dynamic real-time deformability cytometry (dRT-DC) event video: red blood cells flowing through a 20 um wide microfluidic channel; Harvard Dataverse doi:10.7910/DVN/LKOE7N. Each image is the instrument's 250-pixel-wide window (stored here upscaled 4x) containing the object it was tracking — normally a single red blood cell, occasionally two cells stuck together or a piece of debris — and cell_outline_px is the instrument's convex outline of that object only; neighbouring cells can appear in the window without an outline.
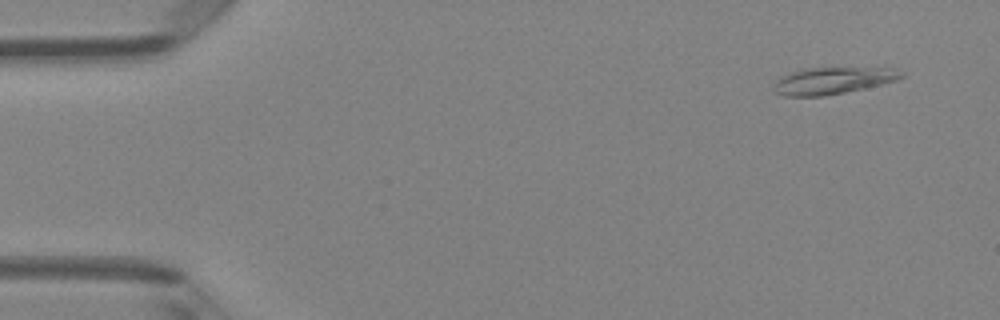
{"species": "Egyptian fruit bat (a non-hibernating species)", "species_latin": "Rousettus aegyptiacus", "temperature_condition": "room temperature", "stored_images_in_passage": 4, "camera_frame_rate_fps": 3000, "um_per_image_px": 0.085, "animal": {"sex": "female"}, "frame": {"image": 1, "passage_image": 1, "time_ms": 0.0, "image_size_px": [1000, 320], "cell_outline_px": [[904, 76], [896, 80], [864, 88], [824, 96], [784, 96], [776, 92], [772, 88], [776, 80], [780, 76], [804, 68], [896, 68], [904, 72]], "centroid_in_image_um": [70.77, 6.85], "position_along_channel_um": 14.2, "area_um2": 19.88}}
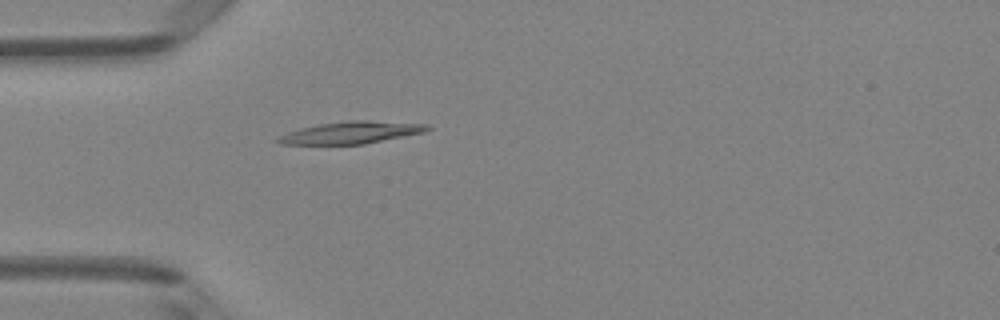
{"frame": {"image": 2, "passage_image": 4, "time_ms": 3.667, "image_size_px": [1000, 320], "cell_outline_px": [[432, 128], [424, 132], [364, 144], [280, 144], [272, 140], [276, 136], [300, 128], [320, 124], [348, 120], [368, 120], [428, 124]], "centroid_in_image_um": [29.8, 11.27], "position_along_channel_um": 55.2, "area_um2": 19.31}}